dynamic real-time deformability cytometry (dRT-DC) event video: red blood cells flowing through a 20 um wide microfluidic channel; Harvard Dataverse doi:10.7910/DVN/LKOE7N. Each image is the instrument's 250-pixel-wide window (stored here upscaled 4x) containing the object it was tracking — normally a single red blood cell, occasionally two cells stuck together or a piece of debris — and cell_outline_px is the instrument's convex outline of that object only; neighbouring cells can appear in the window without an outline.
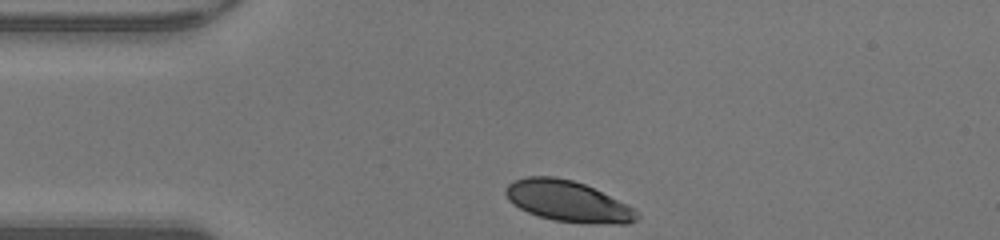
{"species": "human", "species_latin": "Homo sapiens", "temperature_condition": "warm", "stored_images_in_passage": 28, "camera_frame_rate_fps": 3000, "um_per_image_px": 0.085, "donor": {"sex": "male"}, "frame": {"image": 1, "passage_image": 1, "time_ms": 0.0, "image_size_px": [1000, 240], "cell_outline_px": [[640, 216], [636, 220], [628, 224], [584, 224], [552, 220], [528, 212], [512, 204], [508, 200], [504, 192], [504, 188], [512, 180], [524, 176], [552, 176], [572, 180], [584, 184], [636, 208], [640, 212]], "centroid_in_image_um": [48.28, 17.12], "position_along_channel_um": 36.7, "area_um2": 31.79}}
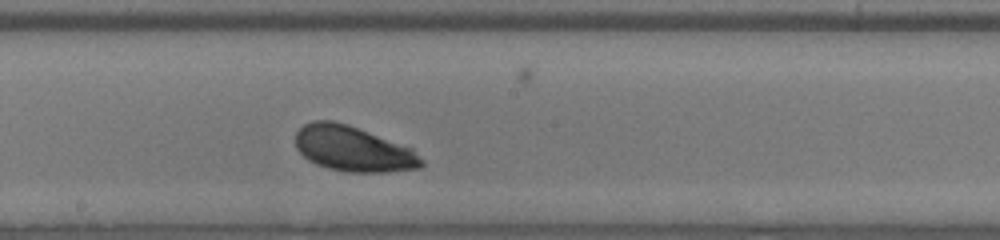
{"frame": {"image": 2, "passage_image": 16, "time_ms": 5.0, "image_size_px": [1000, 240], "cell_outline_px": [[424, 164], [420, 168], [388, 172], [348, 172], [328, 168], [316, 164], [308, 160], [296, 148], [296, 132], [304, 124], [312, 120], [332, 120], [348, 124], [412, 148], [424, 160]], "centroid_in_image_um": [30.02, 12.65], "position_along_channel_um": 218.2, "area_um2": 33.35}}
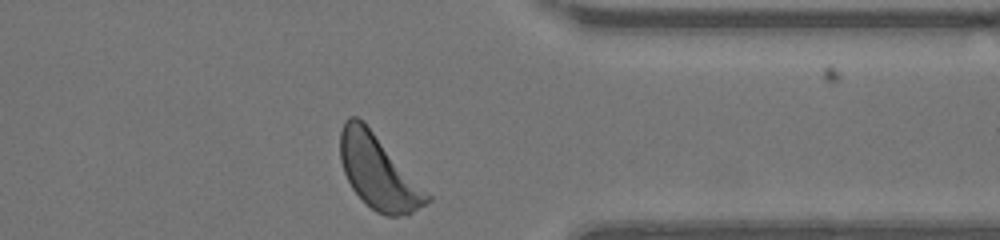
{"frame": {"image": 3, "passage_image": 28, "time_ms": 9.0, "image_size_px": [1000, 240], "cell_outline_px": [[432, 200], [408, 216], [384, 216], [376, 212], [352, 188], [344, 172], [340, 160], [340, 132], [344, 120], [348, 116], [356, 116], [372, 132], [432, 196]], "centroid_in_image_um": [32.16, 14.67], "position_along_channel_um": 379.2, "area_um2": 36.59}, "authors_computed_cell_mechanics": {"area_um2": 33.524, "velocity_mm_per_s": 4.2907, "shape_relaxation_time_tau1_ms": 1.2993, "shape_relaxation_time_tau2_ms": null, "deformation_change_tau1": 0.1157, "deformation_change_tau2": null}}